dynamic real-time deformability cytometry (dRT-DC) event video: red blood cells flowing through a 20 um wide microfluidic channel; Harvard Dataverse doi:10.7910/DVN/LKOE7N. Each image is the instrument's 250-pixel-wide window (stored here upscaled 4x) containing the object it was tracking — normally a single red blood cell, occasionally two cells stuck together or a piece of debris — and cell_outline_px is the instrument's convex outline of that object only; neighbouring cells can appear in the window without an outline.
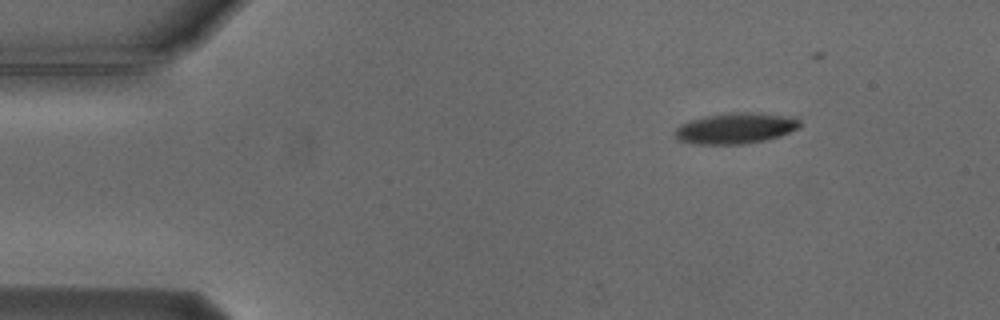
{"species": "Egyptian fruit bat (a non-hibernating species)", "species_latin": "Rousettus aegyptiacus", "temperature_condition": "cold", "stored_images_in_passage": 4, "camera_frame_rate_fps": 3000, "um_per_image_px": 0.085, "animal": {"sex": "male"}, "frame": {"image": 1, "passage_image": 1, "time_ms": 0.0, "image_size_px": [1000, 320], "cell_outline_px": [[800, 128], [780, 136], [764, 140], [744, 144], [696, 144], [676, 140], [672, 132], [680, 124], [688, 120], [704, 116], [728, 112], [748, 112], [796, 116], [800, 120]], "centroid_in_image_um": [62.5, 10.89], "position_along_channel_um": 22.5, "area_um2": 22.95}}
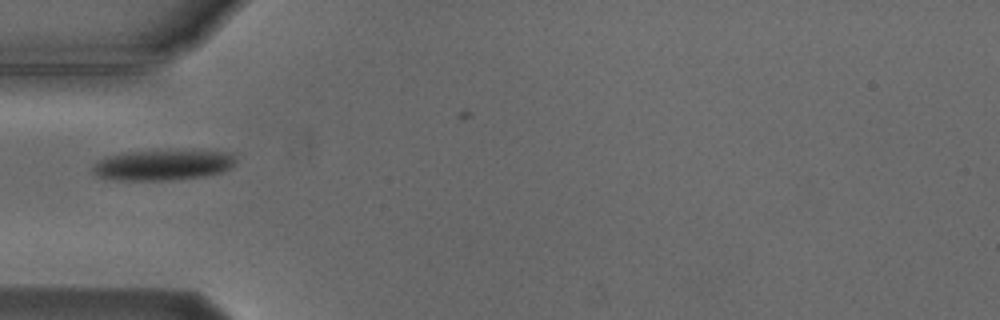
{"frame": {"image": 2, "passage_image": 4, "time_ms": 3.333, "image_size_px": [1000, 320], "cell_outline_px": [[236, 164], [232, 168], [220, 172], [204, 176], [164, 180], [120, 180], [100, 176], [92, 172], [92, 168], [104, 156], [128, 152], [156, 148], [192, 148], [232, 152], [236, 156]], "centroid_in_image_um": [13.97, 13.94], "position_along_channel_um": 71.0, "area_um2": 26.7}}